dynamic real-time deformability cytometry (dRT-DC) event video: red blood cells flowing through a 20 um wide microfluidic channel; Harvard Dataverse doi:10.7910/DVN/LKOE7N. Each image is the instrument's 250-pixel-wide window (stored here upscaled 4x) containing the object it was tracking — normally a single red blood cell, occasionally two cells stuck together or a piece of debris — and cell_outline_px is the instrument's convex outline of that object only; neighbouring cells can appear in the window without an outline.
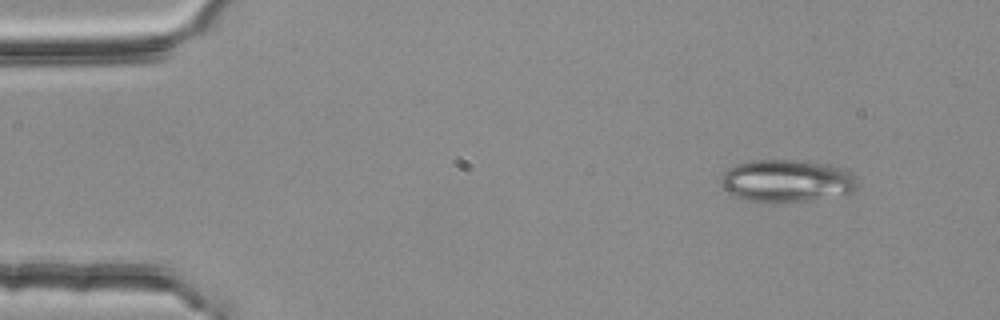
{"species": "common noctule bat (a hibernating species)", "species_latin": "Nyctalus noctula", "temperature_condition": "room temperature", "stored_images_in_passage": 4, "camera_frame_rate_fps": 3000, "um_per_image_px": 0.085, "animal": {"sex": "female", "body_mass_g": 25.1}, "frame": {"image": 1, "passage_image": 1, "time_ms": 0.0, "image_size_px": [1000, 320], "cell_outline_px": [[856, 188], [852, 192], [844, 196], [808, 200], [748, 200], [736, 196], [724, 188], [720, 184], [720, 176], [728, 168], [736, 164], [752, 160], [788, 160], [828, 164], [844, 168], [852, 176]], "centroid_in_image_um": [66.86, 15.35], "position_along_channel_um": 18.1, "area_um2": 33.0}}